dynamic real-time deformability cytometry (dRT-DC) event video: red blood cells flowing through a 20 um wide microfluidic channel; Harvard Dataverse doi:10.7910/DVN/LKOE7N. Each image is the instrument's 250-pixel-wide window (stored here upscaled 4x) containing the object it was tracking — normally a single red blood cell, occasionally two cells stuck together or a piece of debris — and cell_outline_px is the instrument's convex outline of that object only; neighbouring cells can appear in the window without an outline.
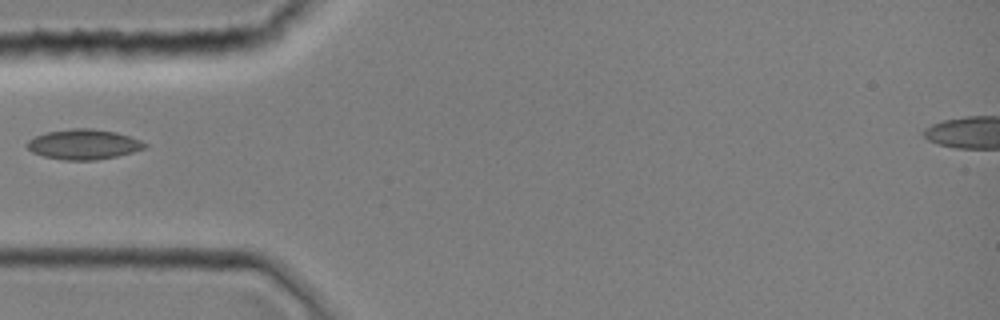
{"species": "common noctule bat (a hibernating species)", "species_latin": "Nyctalus noctula", "temperature_condition": "room temperature", "stored_images_in_passage": 1, "camera_frame_rate_fps": 3000, "um_per_image_px": 0.085, "animal": {"sex": "female", "body_mass_g": 19.0, "forearm_length_mm": 51.5}, "frame": {"image": 1, "passage_image": 1, "time_ms": 0.0, "image_size_px": [1000, 320], "cell_outline_px": [[148, 144], [144, 148], [132, 152], [116, 156], [96, 160], [64, 160], [44, 156], [32, 152], [24, 144], [28, 140], [36, 136], [48, 132], [72, 128], [92, 128], [116, 132], [140, 140]], "centroid_in_image_um": [7.09, 12.27], "position_along_channel_um": 77.9, "area_um2": 20.52}}